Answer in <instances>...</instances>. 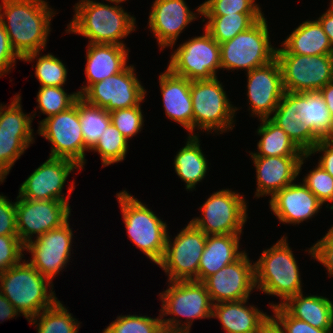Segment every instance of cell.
Here are the masks:
<instances>
[{
  "instance_id": "obj_1",
  "label": "cell",
  "mask_w": 333,
  "mask_h": 333,
  "mask_svg": "<svg viewBox=\"0 0 333 333\" xmlns=\"http://www.w3.org/2000/svg\"><path fill=\"white\" fill-rule=\"evenodd\" d=\"M0 21L10 44L22 59L45 49L54 10L45 0H1ZM2 10H4L2 12Z\"/></svg>"
},
{
  "instance_id": "obj_2",
  "label": "cell",
  "mask_w": 333,
  "mask_h": 333,
  "mask_svg": "<svg viewBox=\"0 0 333 333\" xmlns=\"http://www.w3.org/2000/svg\"><path fill=\"white\" fill-rule=\"evenodd\" d=\"M111 3L80 0L74 5V18L67 25L66 32L80 34L92 44L126 46L121 39L135 31L136 18L118 5L119 2Z\"/></svg>"
},
{
  "instance_id": "obj_3",
  "label": "cell",
  "mask_w": 333,
  "mask_h": 333,
  "mask_svg": "<svg viewBox=\"0 0 333 333\" xmlns=\"http://www.w3.org/2000/svg\"><path fill=\"white\" fill-rule=\"evenodd\" d=\"M299 267L287 237H281L272 247L263 250L261 257L254 263L255 288L263 293L280 297L282 306L289 298L302 291Z\"/></svg>"
},
{
  "instance_id": "obj_4",
  "label": "cell",
  "mask_w": 333,
  "mask_h": 333,
  "mask_svg": "<svg viewBox=\"0 0 333 333\" xmlns=\"http://www.w3.org/2000/svg\"><path fill=\"white\" fill-rule=\"evenodd\" d=\"M51 287L53 284L25 260L0 273V292L27 320L58 300Z\"/></svg>"
},
{
  "instance_id": "obj_5",
  "label": "cell",
  "mask_w": 333,
  "mask_h": 333,
  "mask_svg": "<svg viewBox=\"0 0 333 333\" xmlns=\"http://www.w3.org/2000/svg\"><path fill=\"white\" fill-rule=\"evenodd\" d=\"M168 282L170 284L168 289L160 293L162 301L160 317L164 331L190 333L194 319L213 318V302L203 282L195 280ZM166 315L173 317L163 318ZM176 316L187 319L183 324Z\"/></svg>"
},
{
  "instance_id": "obj_6",
  "label": "cell",
  "mask_w": 333,
  "mask_h": 333,
  "mask_svg": "<svg viewBox=\"0 0 333 333\" xmlns=\"http://www.w3.org/2000/svg\"><path fill=\"white\" fill-rule=\"evenodd\" d=\"M129 239L155 264L164 255L167 224L126 190L116 194Z\"/></svg>"
},
{
  "instance_id": "obj_7",
  "label": "cell",
  "mask_w": 333,
  "mask_h": 333,
  "mask_svg": "<svg viewBox=\"0 0 333 333\" xmlns=\"http://www.w3.org/2000/svg\"><path fill=\"white\" fill-rule=\"evenodd\" d=\"M190 92L193 131L197 128L208 133L215 131L222 134L233 129L235 112L238 109L231 104L217 77L190 81Z\"/></svg>"
},
{
  "instance_id": "obj_8",
  "label": "cell",
  "mask_w": 333,
  "mask_h": 333,
  "mask_svg": "<svg viewBox=\"0 0 333 333\" xmlns=\"http://www.w3.org/2000/svg\"><path fill=\"white\" fill-rule=\"evenodd\" d=\"M265 16L232 40L220 44L221 69L249 72L276 58Z\"/></svg>"
},
{
  "instance_id": "obj_9",
  "label": "cell",
  "mask_w": 333,
  "mask_h": 333,
  "mask_svg": "<svg viewBox=\"0 0 333 333\" xmlns=\"http://www.w3.org/2000/svg\"><path fill=\"white\" fill-rule=\"evenodd\" d=\"M285 92L319 91L333 81V54L299 55L276 48Z\"/></svg>"
},
{
  "instance_id": "obj_10",
  "label": "cell",
  "mask_w": 333,
  "mask_h": 333,
  "mask_svg": "<svg viewBox=\"0 0 333 333\" xmlns=\"http://www.w3.org/2000/svg\"><path fill=\"white\" fill-rule=\"evenodd\" d=\"M204 30L203 35L188 39L172 53L167 68L173 74L190 81L217 77L221 69L220 44Z\"/></svg>"
},
{
  "instance_id": "obj_11",
  "label": "cell",
  "mask_w": 333,
  "mask_h": 333,
  "mask_svg": "<svg viewBox=\"0 0 333 333\" xmlns=\"http://www.w3.org/2000/svg\"><path fill=\"white\" fill-rule=\"evenodd\" d=\"M200 210L190 222L206 235L242 234L248 218L245 198L229 188L210 195Z\"/></svg>"
},
{
  "instance_id": "obj_12",
  "label": "cell",
  "mask_w": 333,
  "mask_h": 333,
  "mask_svg": "<svg viewBox=\"0 0 333 333\" xmlns=\"http://www.w3.org/2000/svg\"><path fill=\"white\" fill-rule=\"evenodd\" d=\"M207 235L191 222L171 241L169 234L162 260L157 264L168 281H198V267Z\"/></svg>"
},
{
  "instance_id": "obj_13",
  "label": "cell",
  "mask_w": 333,
  "mask_h": 333,
  "mask_svg": "<svg viewBox=\"0 0 333 333\" xmlns=\"http://www.w3.org/2000/svg\"><path fill=\"white\" fill-rule=\"evenodd\" d=\"M38 134L51 142L50 157L65 158L74 161L80 167L86 163L85 146L77 101L69 109L40 121Z\"/></svg>"
},
{
  "instance_id": "obj_14",
  "label": "cell",
  "mask_w": 333,
  "mask_h": 333,
  "mask_svg": "<svg viewBox=\"0 0 333 333\" xmlns=\"http://www.w3.org/2000/svg\"><path fill=\"white\" fill-rule=\"evenodd\" d=\"M146 92L134 66L129 65L123 71L92 84L80 97L91 105L112 112L140 105Z\"/></svg>"
},
{
  "instance_id": "obj_15",
  "label": "cell",
  "mask_w": 333,
  "mask_h": 333,
  "mask_svg": "<svg viewBox=\"0 0 333 333\" xmlns=\"http://www.w3.org/2000/svg\"><path fill=\"white\" fill-rule=\"evenodd\" d=\"M17 234L23 244L44 233L60 227L69 220L70 203L59 200H30L17 196Z\"/></svg>"
},
{
  "instance_id": "obj_16",
  "label": "cell",
  "mask_w": 333,
  "mask_h": 333,
  "mask_svg": "<svg viewBox=\"0 0 333 333\" xmlns=\"http://www.w3.org/2000/svg\"><path fill=\"white\" fill-rule=\"evenodd\" d=\"M74 169H82L77 163L65 158L50 157L36 168L21 184L19 197L30 200H59L69 203L74 190V181L68 187V195L62 193L69 174ZM66 198V199H65Z\"/></svg>"
},
{
  "instance_id": "obj_17",
  "label": "cell",
  "mask_w": 333,
  "mask_h": 333,
  "mask_svg": "<svg viewBox=\"0 0 333 333\" xmlns=\"http://www.w3.org/2000/svg\"><path fill=\"white\" fill-rule=\"evenodd\" d=\"M69 220L38 238L25 244V250L31 253L28 261L41 275L51 283L52 279L66 267L71 258L73 231Z\"/></svg>"
},
{
  "instance_id": "obj_18",
  "label": "cell",
  "mask_w": 333,
  "mask_h": 333,
  "mask_svg": "<svg viewBox=\"0 0 333 333\" xmlns=\"http://www.w3.org/2000/svg\"><path fill=\"white\" fill-rule=\"evenodd\" d=\"M7 107L0 104V157L12 168L16 160L34 142L32 120L22 110L21 96L17 94Z\"/></svg>"
},
{
  "instance_id": "obj_19",
  "label": "cell",
  "mask_w": 333,
  "mask_h": 333,
  "mask_svg": "<svg viewBox=\"0 0 333 333\" xmlns=\"http://www.w3.org/2000/svg\"><path fill=\"white\" fill-rule=\"evenodd\" d=\"M203 283L213 304L249 299L255 288L254 263L246 252L236 261L207 277Z\"/></svg>"
},
{
  "instance_id": "obj_20",
  "label": "cell",
  "mask_w": 333,
  "mask_h": 333,
  "mask_svg": "<svg viewBox=\"0 0 333 333\" xmlns=\"http://www.w3.org/2000/svg\"><path fill=\"white\" fill-rule=\"evenodd\" d=\"M247 77L248 110L251 109V116L269 119L285 92L279 62L275 58L247 72Z\"/></svg>"
},
{
  "instance_id": "obj_21",
  "label": "cell",
  "mask_w": 333,
  "mask_h": 333,
  "mask_svg": "<svg viewBox=\"0 0 333 333\" xmlns=\"http://www.w3.org/2000/svg\"><path fill=\"white\" fill-rule=\"evenodd\" d=\"M148 27L163 50L176 44L179 34L197 19L184 0H155L151 6Z\"/></svg>"
},
{
  "instance_id": "obj_22",
  "label": "cell",
  "mask_w": 333,
  "mask_h": 333,
  "mask_svg": "<svg viewBox=\"0 0 333 333\" xmlns=\"http://www.w3.org/2000/svg\"><path fill=\"white\" fill-rule=\"evenodd\" d=\"M256 168L257 188L255 197L270 196L282 190L284 187L293 183L304 160V156H251Z\"/></svg>"
},
{
  "instance_id": "obj_23",
  "label": "cell",
  "mask_w": 333,
  "mask_h": 333,
  "mask_svg": "<svg viewBox=\"0 0 333 333\" xmlns=\"http://www.w3.org/2000/svg\"><path fill=\"white\" fill-rule=\"evenodd\" d=\"M269 205L279 222L296 225L316 215L323 204L303 182H293L275 193Z\"/></svg>"
},
{
  "instance_id": "obj_24",
  "label": "cell",
  "mask_w": 333,
  "mask_h": 333,
  "mask_svg": "<svg viewBox=\"0 0 333 333\" xmlns=\"http://www.w3.org/2000/svg\"><path fill=\"white\" fill-rule=\"evenodd\" d=\"M159 85L166 116L186 128L188 135H195L190 80L173 74L167 68L159 76Z\"/></svg>"
},
{
  "instance_id": "obj_25",
  "label": "cell",
  "mask_w": 333,
  "mask_h": 333,
  "mask_svg": "<svg viewBox=\"0 0 333 333\" xmlns=\"http://www.w3.org/2000/svg\"><path fill=\"white\" fill-rule=\"evenodd\" d=\"M129 50L122 45L89 43L84 69L87 85H83L81 90L77 91L79 95L81 96L92 84L123 71L128 66Z\"/></svg>"
},
{
  "instance_id": "obj_26",
  "label": "cell",
  "mask_w": 333,
  "mask_h": 333,
  "mask_svg": "<svg viewBox=\"0 0 333 333\" xmlns=\"http://www.w3.org/2000/svg\"><path fill=\"white\" fill-rule=\"evenodd\" d=\"M247 302L244 299L213 304L212 317L219 319L226 333H259L271 316L254 305L246 306Z\"/></svg>"
},
{
  "instance_id": "obj_27",
  "label": "cell",
  "mask_w": 333,
  "mask_h": 333,
  "mask_svg": "<svg viewBox=\"0 0 333 333\" xmlns=\"http://www.w3.org/2000/svg\"><path fill=\"white\" fill-rule=\"evenodd\" d=\"M241 234L207 235L198 267V282L236 261L245 251H239Z\"/></svg>"
},
{
  "instance_id": "obj_28",
  "label": "cell",
  "mask_w": 333,
  "mask_h": 333,
  "mask_svg": "<svg viewBox=\"0 0 333 333\" xmlns=\"http://www.w3.org/2000/svg\"><path fill=\"white\" fill-rule=\"evenodd\" d=\"M269 119L280 127L304 154H309L312 148L321 140L295 114V92H284L277 108Z\"/></svg>"
},
{
  "instance_id": "obj_29",
  "label": "cell",
  "mask_w": 333,
  "mask_h": 333,
  "mask_svg": "<svg viewBox=\"0 0 333 333\" xmlns=\"http://www.w3.org/2000/svg\"><path fill=\"white\" fill-rule=\"evenodd\" d=\"M282 307L294 318L319 329H332L333 303L319 295L303 296V292L289 298Z\"/></svg>"
},
{
  "instance_id": "obj_30",
  "label": "cell",
  "mask_w": 333,
  "mask_h": 333,
  "mask_svg": "<svg viewBox=\"0 0 333 333\" xmlns=\"http://www.w3.org/2000/svg\"><path fill=\"white\" fill-rule=\"evenodd\" d=\"M295 114L320 139L331 136L333 118L319 91L295 92Z\"/></svg>"
},
{
  "instance_id": "obj_31",
  "label": "cell",
  "mask_w": 333,
  "mask_h": 333,
  "mask_svg": "<svg viewBox=\"0 0 333 333\" xmlns=\"http://www.w3.org/2000/svg\"><path fill=\"white\" fill-rule=\"evenodd\" d=\"M282 47L291 54L324 55L333 54L328 36L318 20H306L282 41Z\"/></svg>"
},
{
  "instance_id": "obj_32",
  "label": "cell",
  "mask_w": 333,
  "mask_h": 333,
  "mask_svg": "<svg viewBox=\"0 0 333 333\" xmlns=\"http://www.w3.org/2000/svg\"><path fill=\"white\" fill-rule=\"evenodd\" d=\"M197 135H188L187 142L174 158L176 174L186 183V190L192 191L196 184L200 183L207 174L208 162Z\"/></svg>"
},
{
  "instance_id": "obj_33",
  "label": "cell",
  "mask_w": 333,
  "mask_h": 333,
  "mask_svg": "<svg viewBox=\"0 0 333 333\" xmlns=\"http://www.w3.org/2000/svg\"><path fill=\"white\" fill-rule=\"evenodd\" d=\"M261 124L257 134L261 139L257 143L258 152L250 156H304L305 154L295 145L289 136L270 119H260Z\"/></svg>"
},
{
  "instance_id": "obj_34",
  "label": "cell",
  "mask_w": 333,
  "mask_h": 333,
  "mask_svg": "<svg viewBox=\"0 0 333 333\" xmlns=\"http://www.w3.org/2000/svg\"><path fill=\"white\" fill-rule=\"evenodd\" d=\"M208 21L204 25L213 39L219 44L232 40L238 33L248 30L264 14L234 13L227 15H201Z\"/></svg>"
},
{
  "instance_id": "obj_35",
  "label": "cell",
  "mask_w": 333,
  "mask_h": 333,
  "mask_svg": "<svg viewBox=\"0 0 333 333\" xmlns=\"http://www.w3.org/2000/svg\"><path fill=\"white\" fill-rule=\"evenodd\" d=\"M28 321L37 325L38 333H78L80 328V322L59 300Z\"/></svg>"
},
{
  "instance_id": "obj_36",
  "label": "cell",
  "mask_w": 333,
  "mask_h": 333,
  "mask_svg": "<svg viewBox=\"0 0 333 333\" xmlns=\"http://www.w3.org/2000/svg\"><path fill=\"white\" fill-rule=\"evenodd\" d=\"M77 108L85 146L90 150L111 124L110 114L103 108L87 103L81 97L77 100Z\"/></svg>"
},
{
  "instance_id": "obj_37",
  "label": "cell",
  "mask_w": 333,
  "mask_h": 333,
  "mask_svg": "<svg viewBox=\"0 0 333 333\" xmlns=\"http://www.w3.org/2000/svg\"><path fill=\"white\" fill-rule=\"evenodd\" d=\"M35 59L37 60L35 65V76L40 83V87H64L63 85L67 81L68 71L59 58L50 53L40 56V52H33L27 54L21 60L24 62H33Z\"/></svg>"
},
{
  "instance_id": "obj_38",
  "label": "cell",
  "mask_w": 333,
  "mask_h": 333,
  "mask_svg": "<svg viewBox=\"0 0 333 333\" xmlns=\"http://www.w3.org/2000/svg\"><path fill=\"white\" fill-rule=\"evenodd\" d=\"M127 149L128 140L111 123L90 150L98 152L102 166L106 167L123 161L126 158Z\"/></svg>"
},
{
  "instance_id": "obj_39",
  "label": "cell",
  "mask_w": 333,
  "mask_h": 333,
  "mask_svg": "<svg viewBox=\"0 0 333 333\" xmlns=\"http://www.w3.org/2000/svg\"><path fill=\"white\" fill-rule=\"evenodd\" d=\"M36 97L37 108L48 118L69 109L75 104L80 95L78 92L67 94L63 87L44 86L40 87Z\"/></svg>"
},
{
  "instance_id": "obj_40",
  "label": "cell",
  "mask_w": 333,
  "mask_h": 333,
  "mask_svg": "<svg viewBox=\"0 0 333 333\" xmlns=\"http://www.w3.org/2000/svg\"><path fill=\"white\" fill-rule=\"evenodd\" d=\"M161 317L120 315L102 333H163Z\"/></svg>"
},
{
  "instance_id": "obj_41",
  "label": "cell",
  "mask_w": 333,
  "mask_h": 333,
  "mask_svg": "<svg viewBox=\"0 0 333 333\" xmlns=\"http://www.w3.org/2000/svg\"><path fill=\"white\" fill-rule=\"evenodd\" d=\"M255 0H207L196 9L200 15H227L234 13L263 14Z\"/></svg>"
},
{
  "instance_id": "obj_42",
  "label": "cell",
  "mask_w": 333,
  "mask_h": 333,
  "mask_svg": "<svg viewBox=\"0 0 333 333\" xmlns=\"http://www.w3.org/2000/svg\"><path fill=\"white\" fill-rule=\"evenodd\" d=\"M111 123L129 140L142 130L144 116L141 105L109 112Z\"/></svg>"
},
{
  "instance_id": "obj_43",
  "label": "cell",
  "mask_w": 333,
  "mask_h": 333,
  "mask_svg": "<svg viewBox=\"0 0 333 333\" xmlns=\"http://www.w3.org/2000/svg\"><path fill=\"white\" fill-rule=\"evenodd\" d=\"M302 182L322 204L333 203V177L319 164L306 174Z\"/></svg>"
},
{
  "instance_id": "obj_44",
  "label": "cell",
  "mask_w": 333,
  "mask_h": 333,
  "mask_svg": "<svg viewBox=\"0 0 333 333\" xmlns=\"http://www.w3.org/2000/svg\"><path fill=\"white\" fill-rule=\"evenodd\" d=\"M25 245L18 235H0V273L22 262Z\"/></svg>"
},
{
  "instance_id": "obj_45",
  "label": "cell",
  "mask_w": 333,
  "mask_h": 333,
  "mask_svg": "<svg viewBox=\"0 0 333 333\" xmlns=\"http://www.w3.org/2000/svg\"><path fill=\"white\" fill-rule=\"evenodd\" d=\"M271 316L285 331V333H331L332 329H319L307 322L292 317L282 306L272 308Z\"/></svg>"
},
{
  "instance_id": "obj_46",
  "label": "cell",
  "mask_w": 333,
  "mask_h": 333,
  "mask_svg": "<svg viewBox=\"0 0 333 333\" xmlns=\"http://www.w3.org/2000/svg\"><path fill=\"white\" fill-rule=\"evenodd\" d=\"M307 252L326 267L329 277L333 276V226Z\"/></svg>"
},
{
  "instance_id": "obj_47",
  "label": "cell",
  "mask_w": 333,
  "mask_h": 333,
  "mask_svg": "<svg viewBox=\"0 0 333 333\" xmlns=\"http://www.w3.org/2000/svg\"><path fill=\"white\" fill-rule=\"evenodd\" d=\"M0 235H18L16 221V202L0 194Z\"/></svg>"
},
{
  "instance_id": "obj_48",
  "label": "cell",
  "mask_w": 333,
  "mask_h": 333,
  "mask_svg": "<svg viewBox=\"0 0 333 333\" xmlns=\"http://www.w3.org/2000/svg\"><path fill=\"white\" fill-rule=\"evenodd\" d=\"M16 59L21 60L17 53L13 50L7 32L0 21V77L6 75L15 66Z\"/></svg>"
},
{
  "instance_id": "obj_49",
  "label": "cell",
  "mask_w": 333,
  "mask_h": 333,
  "mask_svg": "<svg viewBox=\"0 0 333 333\" xmlns=\"http://www.w3.org/2000/svg\"><path fill=\"white\" fill-rule=\"evenodd\" d=\"M322 152L318 164L333 177V141L321 139L309 152V156Z\"/></svg>"
},
{
  "instance_id": "obj_50",
  "label": "cell",
  "mask_w": 333,
  "mask_h": 333,
  "mask_svg": "<svg viewBox=\"0 0 333 333\" xmlns=\"http://www.w3.org/2000/svg\"><path fill=\"white\" fill-rule=\"evenodd\" d=\"M331 6L317 20L321 24L324 32L328 36L329 42L333 49V0Z\"/></svg>"
},
{
  "instance_id": "obj_51",
  "label": "cell",
  "mask_w": 333,
  "mask_h": 333,
  "mask_svg": "<svg viewBox=\"0 0 333 333\" xmlns=\"http://www.w3.org/2000/svg\"><path fill=\"white\" fill-rule=\"evenodd\" d=\"M21 314L10 301L0 292V320L4 321Z\"/></svg>"
},
{
  "instance_id": "obj_52",
  "label": "cell",
  "mask_w": 333,
  "mask_h": 333,
  "mask_svg": "<svg viewBox=\"0 0 333 333\" xmlns=\"http://www.w3.org/2000/svg\"><path fill=\"white\" fill-rule=\"evenodd\" d=\"M319 92L327 104V108L333 118V81L327 83L322 89L319 90Z\"/></svg>"
},
{
  "instance_id": "obj_53",
  "label": "cell",
  "mask_w": 333,
  "mask_h": 333,
  "mask_svg": "<svg viewBox=\"0 0 333 333\" xmlns=\"http://www.w3.org/2000/svg\"><path fill=\"white\" fill-rule=\"evenodd\" d=\"M259 333H285L280 325L272 318L261 327Z\"/></svg>"
},
{
  "instance_id": "obj_54",
  "label": "cell",
  "mask_w": 333,
  "mask_h": 333,
  "mask_svg": "<svg viewBox=\"0 0 333 333\" xmlns=\"http://www.w3.org/2000/svg\"><path fill=\"white\" fill-rule=\"evenodd\" d=\"M11 167L0 157V183H3Z\"/></svg>"
},
{
  "instance_id": "obj_55",
  "label": "cell",
  "mask_w": 333,
  "mask_h": 333,
  "mask_svg": "<svg viewBox=\"0 0 333 333\" xmlns=\"http://www.w3.org/2000/svg\"><path fill=\"white\" fill-rule=\"evenodd\" d=\"M105 1H108L109 3H110L111 1H115V2H119V3H121V2H125L126 0H105Z\"/></svg>"
},
{
  "instance_id": "obj_56",
  "label": "cell",
  "mask_w": 333,
  "mask_h": 333,
  "mask_svg": "<svg viewBox=\"0 0 333 333\" xmlns=\"http://www.w3.org/2000/svg\"><path fill=\"white\" fill-rule=\"evenodd\" d=\"M328 140L333 141V130H332L331 136L328 138Z\"/></svg>"
},
{
  "instance_id": "obj_57",
  "label": "cell",
  "mask_w": 333,
  "mask_h": 333,
  "mask_svg": "<svg viewBox=\"0 0 333 333\" xmlns=\"http://www.w3.org/2000/svg\"><path fill=\"white\" fill-rule=\"evenodd\" d=\"M163 333H182V332H170V331H164Z\"/></svg>"
}]
</instances>
